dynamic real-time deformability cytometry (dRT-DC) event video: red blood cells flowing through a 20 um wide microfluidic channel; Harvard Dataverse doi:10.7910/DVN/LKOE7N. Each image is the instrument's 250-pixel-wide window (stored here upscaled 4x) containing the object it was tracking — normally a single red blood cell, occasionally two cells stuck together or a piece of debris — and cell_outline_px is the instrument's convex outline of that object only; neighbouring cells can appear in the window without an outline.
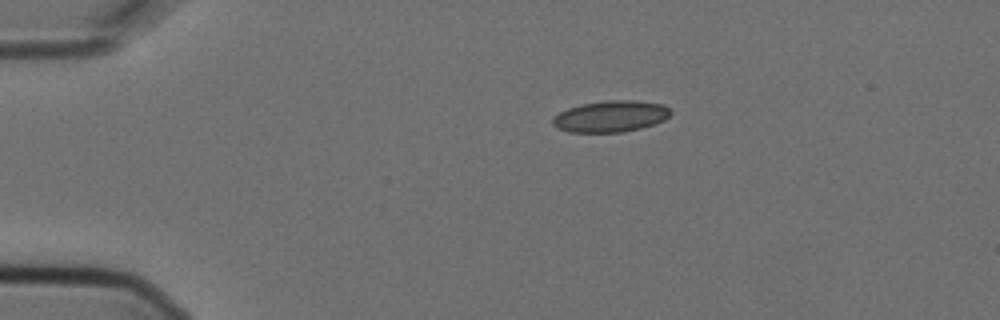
{"species": "Egyptian fruit bat (a non-hibernating species)", "species_latin": "Rousettus aegyptiacus", "temperature_condition": "cold", "stored_images_in_passage": 2, "camera_frame_rate_fps": 3000, "um_per_image_px": 0.085, "animal": {"sex": "female"}, "frame": {"image": 1, "passage_image": 1, "time_ms": 0.0, "image_size_px": [1000, 320], "cell_outline_px": [[672, 112], [664, 120], [640, 128], [620, 132], [568, 132], [556, 128], [552, 124], [552, 120], [560, 112], [568, 108], [580, 104], [608, 100], [636, 100], [664, 104]], "centroid_in_image_um": [51.9, 9.88], "position_along_channel_um": 33.1, "area_um2": 21.5}}